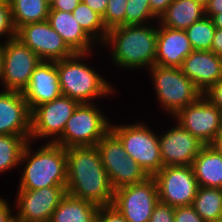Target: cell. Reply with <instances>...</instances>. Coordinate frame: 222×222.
<instances>
[{"label": "cell", "instance_id": "cell-1", "mask_svg": "<svg viewBox=\"0 0 222 222\" xmlns=\"http://www.w3.org/2000/svg\"><path fill=\"white\" fill-rule=\"evenodd\" d=\"M66 193L98 207L111 205L115 189L103 167L97 146L66 148Z\"/></svg>", "mask_w": 222, "mask_h": 222}, {"label": "cell", "instance_id": "cell-2", "mask_svg": "<svg viewBox=\"0 0 222 222\" xmlns=\"http://www.w3.org/2000/svg\"><path fill=\"white\" fill-rule=\"evenodd\" d=\"M157 39L158 25L153 22L112 28L103 44L112 51L111 61L116 66L125 70L145 67L149 70L155 65Z\"/></svg>", "mask_w": 222, "mask_h": 222}, {"label": "cell", "instance_id": "cell-3", "mask_svg": "<svg viewBox=\"0 0 222 222\" xmlns=\"http://www.w3.org/2000/svg\"><path fill=\"white\" fill-rule=\"evenodd\" d=\"M31 143V140L27 141L21 154L20 165H25L17 189L37 190L43 187L66 186V148L46 142L33 151Z\"/></svg>", "mask_w": 222, "mask_h": 222}, {"label": "cell", "instance_id": "cell-4", "mask_svg": "<svg viewBox=\"0 0 222 222\" xmlns=\"http://www.w3.org/2000/svg\"><path fill=\"white\" fill-rule=\"evenodd\" d=\"M92 54L93 52L75 53L69 58L55 61L62 95L76 100L79 104L94 103V100L115 94L116 91L110 81L84 62L85 58Z\"/></svg>", "mask_w": 222, "mask_h": 222}, {"label": "cell", "instance_id": "cell-5", "mask_svg": "<svg viewBox=\"0 0 222 222\" xmlns=\"http://www.w3.org/2000/svg\"><path fill=\"white\" fill-rule=\"evenodd\" d=\"M148 74L152 78L156 101H159V106L171 117L180 109L195 103L203 95L180 68L154 65Z\"/></svg>", "mask_w": 222, "mask_h": 222}, {"label": "cell", "instance_id": "cell-6", "mask_svg": "<svg viewBox=\"0 0 222 222\" xmlns=\"http://www.w3.org/2000/svg\"><path fill=\"white\" fill-rule=\"evenodd\" d=\"M143 122L112 124L110 130L120 139L124 150L149 177H153L162 167L159 138L155 131Z\"/></svg>", "mask_w": 222, "mask_h": 222}, {"label": "cell", "instance_id": "cell-7", "mask_svg": "<svg viewBox=\"0 0 222 222\" xmlns=\"http://www.w3.org/2000/svg\"><path fill=\"white\" fill-rule=\"evenodd\" d=\"M103 113L94 103L78 104L54 143L64 148L96 146L111 126Z\"/></svg>", "mask_w": 222, "mask_h": 222}, {"label": "cell", "instance_id": "cell-8", "mask_svg": "<svg viewBox=\"0 0 222 222\" xmlns=\"http://www.w3.org/2000/svg\"><path fill=\"white\" fill-rule=\"evenodd\" d=\"M103 167L113 188L145 181L149 176L130 156L127 155L120 139L109 130L96 145Z\"/></svg>", "mask_w": 222, "mask_h": 222}, {"label": "cell", "instance_id": "cell-9", "mask_svg": "<svg viewBox=\"0 0 222 222\" xmlns=\"http://www.w3.org/2000/svg\"><path fill=\"white\" fill-rule=\"evenodd\" d=\"M78 104L76 100L62 95L36 106L31 111L30 140L35 143L34 140L46 138L47 142L54 143L63 134L67 120Z\"/></svg>", "mask_w": 222, "mask_h": 222}, {"label": "cell", "instance_id": "cell-10", "mask_svg": "<svg viewBox=\"0 0 222 222\" xmlns=\"http://www.w3.org/2000/svg\"><path fill=\"white\" fill-rule=\"evenodd\" d=\"M153 178L159 201L173 207L193 204L199 185L192 166H163Z\"/></svg>", "mask_w": 222, "mask_h": 222}, {"label": "cell", "instance_id": "cell-11", "mask_svg": "<svg viewBox=\"0 0 222 222\" xmlns=\"http://www.w3.org/2000/svg\"><path fill=\"white\" fill-rule=\"evenodd\" d=\"M40 58L16 36L5 42L1 86L3 90L23 92Z\"/></svg>", "mask_w": 222, "mask_h": 222}, {"label": "cell", "instance_id": "cell-12", "mask_svg": "<svg viewBox=\"0 0 222 222\" xmlns=\"http://www.w3.org/2000/svg\"><path fill=\"white\" fill-rule=\"evenodd\" d=\"M159 201L156 181H145L117 188L112 205L128 222H149L152 211Z\"/></svg>", "mask_w": 222, "mask_h": 222}, {"label": "cell", "instance_id": "cell-13", "mask_svg": "<svg viewBox=\"0 0 222 222\" xmlns=\"http://www.w3.org/2000/svg\"><path fill=\"white\" fill-rule=\"evenodd\" d=\"M173 118L205 145H210L222 130V111L204 95Z\"/></svg>", "mask_w": 222, "mask_h": 222}, {"label": "cell", "instance_id": "cell-14", "mask_svg": "<svg viewBox=\"0 0 222 222\" xmlns=\"http://www.w3.org/2000/svg\"><path fill=\"white\" fill-rule=\"evenodd\" d=\"M16 37L41 61H59L75 54L48 21L21 26L16 30Z\"/></svg>", "mask_w": 222, "mask_h": 222}, {"label": "cell", "instance_id": "cell-15", "mask_svg": "<svg viewBox=\"0 0 222 222\" xmlns=\"http://www.w3.org/2000/svg\"><path fill=\"white\" fill-rule=\"evenodd\" d=\"M66 194V186L18 190L15 217L23 222H50L54 210Z\"/></svg>", "mask_w": 222, "mask_h": 222}, {"label": "cell", "instance_id": "cell-16", "mask_svg": "<svg viewBox=\"0 0 222 222\" xmlns=\"http://www.w3.org/2000/svg\"><path fill=\"white\" fill-rule=\"evenodd\" d=\"M174 127L158 134L163 166H192L194 159L205 146L177 121Z\"/></svg>", "mask_w": 222, "mask_h": 222}, {"label": "cell", "instance_id": "cell-17", "mask_svg": "<svg viewBox=\"0 0 222 222\" xmlns=\"http://www.w3.org/2000/svg\"><path fill=\"white\" fill-rule=\"evenodd\" d=\"M31 111L20 91H0V135H30Z\"/></svg>", "mask_w": 222, "mask_h": 222}, {"label": "cell", "instance_id": "cell-18", "mask_svg": "<svg viewBox=\"0 0 222 222\" xmlns=\"http://www.w3.org/2000/svg\"><path fill=\"white\" fill-rule=\"evenodd\" d=\"M22 94L30 111L40 104L62 96L55 61H40Z\"/></svg>", "mask_w": 222, "mask_h": 222}, {"label": "cell", "instance_id": "cell-19", "mask_svg": "<svg viewBox=\"0 0 222 222\" xmlns=\"http://www.w3.org/2000/svg\"><path fill=\"white\" fill-rule=\"evenodd\" d=\"M180 70L204 93L222 79V57L212 51L193 50Z\"/></svg>", "mask_w": 222, "mask_h": 222}, {"label": "cell", "instance_id": "cell-20", "mask_svg": "<svg viewBox=\"0 0 222 222\" xmlns=\"http://www.w3.org/2000/svg\"><path fill=\"white\" fill-rule=\"evenodd\" d=\"M157 54L155 65L180 68L184 59L193 51L185 30L161 26L158 21Z\"/></svg>", "mask_w": 222, "mask_h": 222}, {"label": "cell", "instance_id": "cell-21", "mask_svg": "<svg viewBox=\"0 0 222 222\" xmlns=\"http://www.w3.org/2000/svg\"><path fill=\"white\" fill-rule=\"evenodd\" d=\"M74 53H91L95 41L82 29L70 12L49 11L48 20Z\"/></svg>", "mask_w": 222, "mask_h": 222}, {"label": "cell", "instance_id": "cell-22", "mask_svg": "<svg viewBox=\"0 0 222 222\" xmlns=\"http://www.w3.org/2000/svg\"><path fill=\"white\" fill-rule=\"evenodd\" d=\"M205 16V6L196 0H173L158 19L161 26L186 30Z\"/></svg>", "mask_w": 222, "mask_h": 222}, {"label": "cell", "instance_id": "cell-23", "mask_svg": "<svg viewBox=\"0 0 222 222\" xmlns=\"http://www.w3.org/2000/svg\"><path fill=\"white\" fill-rule=\"evenodd\" d=\"M192 168L199 186L222 189V155L212 146L202 148Z\"/></svg>", "mask_w": 222, "mask_h": 222}, {"label": "cell", "instance_id": "cell-24", "mask_svg": "<svg viewBox=\"0 0 222 222\" xmlns=\"http://www.w3.org/2000/svg\"><path fill=\"white\" fill-rule=\"evenodd\" d=\"M98 206L66 193L54 210L50 222H95Z\"/></svg>", "mask_w": 222, "mask_h": 222}, {"label": "cell", "instance_id": "cell-25", "mask_svg": "<svg viewBox=\"0 0 222 222\" xmlns=\"http://www.w3.org/2000/svg\"><path fill=\"white\" fill-rule=\"evenodd\" d=\"M12 20L19 27L48 20L50 4L44 0H10Z\"/></svg>", "mask_w": 222, "mask_h": 222}, {"label": "cell", "instance_id": "cell-26", "mask_svg": "<svg viewBox=\"0 0 222 222\" xmlns=\"http://www.w3.org/2000/svg\"><path fill=\"white\" fill-rule=\"evenodd\" d=\"M192 206L205 222L222 219V189L199 186Z\"/></svg>", "mask_w": 222, "mask_h": 222}, {"label": "cell", "instance_id": "cell-27", "mask_svg": "<svg viewBox=\"0 0 222 222\" xmlns=\"http://www.w3.org/2000/svg\"><path fill=\"white\" fill-rule=\"evenodd\" d=\"M30 135H0V173L20 166V158Z\"/></svg>", "mask_w": 222, "mask_h": 222}, {"label": "cell", "instance_id": "cell-28", "mask_svg": "<svg viewBox=\"0 0 222 222\" xmlns=\"http://www.w3.org/2000/svg\"><path fill=\"white\" fill-rule=\"evenodd\" d=\"M75 20L82 29L96 42L103 45L108 30L106 29L102 16L90 9L84 2L72 11Z\"/></svg>", "mask_w": 222, "mask_h": 222}, {"label": "cell", "instance_id": "cell-29", "mask_svg": "<svg viewBox=\"0 0 222 222\" xmlns=\"http://www.w3.org/2000/svg\"><path fill=\"white\" fill-rule=\"evenodd\" d=\"M193 50L210 51L216 27L211 17L204 16L185 30Z\"/></svg>", "mask_w": 222, "mask_h": 222}, {"label": "cell", "instance_id": "cell-30", "mask_svg": "<svg viewBox=\"0 0 222 222\" xmlns=\"http://www.w3.org/2000/svg\"><path fill=\"white\" fill-rule=\"evenodd\" d=\"M158 21L151 12L149 0H128L125 14V25H142Z\"/></svg>", "mask_w": 222, "mask_h": 222}, {"label": "cell", "instance_id": "cell-31", "mask_svg": "<svg viewBox=\"0 0 222 222\" xmlns=\"http://www.w3.org/2000/svg\"><path fill=\"white\" fill-rule=\"evenodd\" d=\"M128 0H109L106 12L102 17L107 30L125 26V14Z\"/></svg>", "mask_w": 222, "mask_h": 222}, {"label": "cell", "instance_id": "cell-32", "mask_svg": "<svg viewBox=\"0 0 222 222\" xmlns=\"http://www.w3.org/2000/svg\"><path fill=\"white\" fill-rule=\"evenodd\" d=\"M16 36V29L12 20V12L10 3L2 1L0 3V39L1 37L6 38L0 40L1 42H7L9 39Z\"/></svg>", "mask_w": 222, "mask_h": 222}, {"label": "cell", "instance_id": "cell-33", "mask_svg": "<svg viewBox=\"0 0 222 222\" xmlns=\"http://www.w3.org/2000/svg\"><path fill=\"white\" fill-rule=\"evenodd\" d=\"M175 207L158 201L153 208L149 222H174Z\"/></svg>", "mask_w": 222, "mask_h": 222}, {"label": "cell", "instance_id": "cell-34", "mask_svg": "<svg viewBox=\"0 0 222 222\" xmlns=\"http://www.w3.org/2000/svg\"><path fill=\"white\" fill-rule=\"evenodd\" d=\"M95 222H128L112 204L98 208Z\"/></svg>", "mask_w": 222, "mask_h": 222}, {"label": "cell", "instance_id": "cell-35", "mask_svg": "<svg viewBox=\"0 0 222 222\" xmlns=\"http://www.w3.org/2000/svg\"><path fill=\"white\" fill-rule=\"evenodd\" d=\"M174 222H205L192 205L175 207Z\"/></svg>", "mask_w": 222, "mask_h": 222}, {"label": "cell", "instance_id": "cell-36", "mask_svg": "<svg viewBox=\"0 0 222 222\" xmlns=\"http://www.w3.org/2000/svg\"><path fill=\"white\" fill-rule=\"evenodd\" d=\"M203 95L222 111V79L212 85Z\"/></svg>", "mask_w": 222, "mask_h": 222}, {"label": "cell", "instance_id": "cell-37", "mask_svg": "<svg viewBox=\"0 0 222 222\" xmlns=\"http://www.w3.org/2000/svg\"><path fill=\"white\" fill-rule=\"evenodd\" d=\"M81 0H53L50 4V11L70 12L79 5Z\"/></svg>", "mask_w": 222, "mask_h": 222}, {"label": "cell", "instance_id": "cell-38", "mask_svg": "<svg viewBox=\"0 0 222 222\" xmlns=\"http://www.w3.org/2000/svg\"><path fill=\"white\" fill-rule=\"evenodd\" d=\"M173 0H149L151 12L159 19Z\"/></svg>", "mask_w": 222, "mask_h": 222}, {"label": "cell", "instance_id": "cell-39", "mask_svg": "<svg viewBox=\"0 0 222 222\" xmlns=\"http://www.w3.org/2000/svg\"><path fill=\"white\" fill-rule=\"evenodd\" d=\"M7 201V199H3L0 196V222H11L15 218L14 211H11V207Z\"/></svg>", "mask_w": 222, "mask_h": 222}, {"label": "cell", "instance_id": "cell-40", "mask_svg": "<svg viewBox=\"0 0 222 222\" xmlns=\"http://www.w3.org/2000/svg\"><path fill=\"white\" fill-rule=\"evenodd\" d=\"M84 2L90 9L97 12L102 17L106 12L108 1L109 0H81Z\"/></svg>", "mask_w": 222, "mask_h": 222}, {"label": "cell", "instance_id": "cell-41", "mask_svg": "<svg viewBox=\"0 0 222 222\" xmlns=\"http://www.w3.org/2000/svg\"><path fill=\"white\" fill-rule=\"evenodd\" d=\"M222 13V0H210L205 5V16L213 17L215 14Z\"/></svg>", "mask_w": 222, "mask_h": 222}, {"label": "cell", "instance_id": "cell-42", "mask_svg": "<svg viewBox=\"0 0 222 222\" xmlns=\"http://www.w3.org/2000/svg\"><path fill=\"white\" fill-rule=\"evenodd\" d=\"M210 51L222 57V29L216 28Z\"/></svg>", "mask_w": 222, "mask_h": 222}, {"label": "cell", "instance_id": "cell-43", "mask_svg": "<svg viewBox=\"0 0 222 222\" xmlns=\"http://www.w3.org/2000/svg\"><path fill=\"white\" fill-rule=\"evenodd\" d=\"M210 146L222 155V130L217 134Z\"/></svg>", "mask_w": 222, "mask_h": 222}, {"label": "cell", "instance_id": "cell-44", "mask_svg": "<svg viewBox=\"0 0 222 222\" xmlns=\"http://www.w3.org/2000/svg\"><path fill=\"white\" fill-rule=\"evenodd\" d=\"M211 19L217 29H222V13L215 14Z\"/></svg>", "mask_w": 222, "mask_h": 222}, {"label": "cell", "instance_id": "cell-45", "mask_svg": "<svg viewBox=\"0 0 222 222\" xmlns=\"http://www.w3.org/2000/svg\"><path fill=\"white\" fill-rule=\"evenodd\" d=\"M4 46L5 42H0V81L2 77V72H3V58H4Z\"/></svg>", "mask_w": 222, "mask_h": 222}, {"label": "cell", "instance_id": "cell-46", "mask_svg": "<svg viewBox=\"0 0 222 222\" xmlns=\"http://www.w3.org/2000/svg\"><path fill=\"white\" fill-rule=\"evenodd\" d=\"M196 1H199L205 6L210 0H196Z\"/></svg>", "mask_w": 222, "mask_h": 222}, {"label": "cell", "instance_id": "cell-47", "mask_svg": "<svg viewBox=\"0 0 222 222\" xmlns=\"http://www.w3.org/2000/svg\"><path fill=\"white\" fill-rule=\"evenodd\" d=\"M11 222H23L21 220H18L16 217Z\"/></svg>", "mask_w": 222, "mask_h": 222}, {"label": "cell", "instance_id": "cell-48", "mask_svg": "<svg viewBox=\"0 0 222 222\" xmlns=\"http://www.w3.org/2000/svg\"><path fill=\"white\" fill-rule=\"evenodd\" d=\"M46 1L48 4H51L53 2V0H44Z\"/></svg>", "mask_w": 222, "mask_h": 222}, {"label": "cell", "instance_id": "cell-49", "mask_svg": "<svg viewBox=\"0 0 222 222\" xmlns=\"http://www.w3.org/2000/svg\"><path fill=\"white\" fill-rule=\"evenodd\" d=\"M213 222H222V219H219V220H216V221H213Z\"/></svg>", "mask_w": 222, "mask_h": 222}]
</instances>
